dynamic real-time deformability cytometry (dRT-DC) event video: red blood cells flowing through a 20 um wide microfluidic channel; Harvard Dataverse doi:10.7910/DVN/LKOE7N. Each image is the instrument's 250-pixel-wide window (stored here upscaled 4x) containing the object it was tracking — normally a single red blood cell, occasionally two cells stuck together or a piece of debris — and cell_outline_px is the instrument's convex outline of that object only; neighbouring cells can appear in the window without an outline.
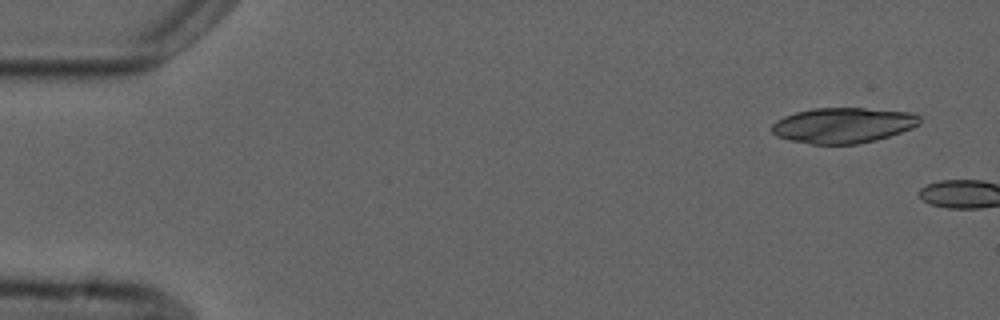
{"species": "common noctule bat (a hibernating species)", "species_latin": "Nyctalus noctula", "temperature_condition": "cold", "stored_images_in_passage": 2, "camera_frame_rate_fps": 3000, "um_per_image_px": 0.085, "animal": {"sex": "male", "forearm_length_mm": 52.5}, "frame": {"image": 1, "passage_image": 1, "time_ms": 0.0, "image_size_px": [1000, 320], "cell_outline_px": [[920, 124], [912, 128], [876, 140], [856, 144], [812, 144], [788, 140], [776, 136], [772, 132], [772, 124], [776, 120], [784, 116], [796, 112], [812, 108], [864, 108], [912, 112], [920, 116]], "centroid_in_image_um": [71.65, 10.64], "position_along_channel_um": 13.4, "area_um2": 30.63}}